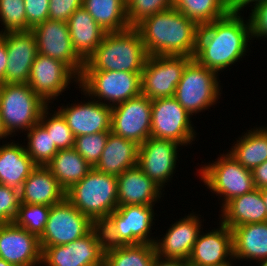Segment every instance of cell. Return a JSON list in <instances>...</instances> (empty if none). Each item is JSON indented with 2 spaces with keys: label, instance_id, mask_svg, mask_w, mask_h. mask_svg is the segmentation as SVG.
Listing matches in <instances>:
<instances>
[{
  "label": "cell",
  "instance_id": "6da1fadb",
  "mask_svg": "<svg viewBox=\"0 0 267 266\" xmlns=\"http://www.w3.org/2000/svg\"><path fill=\"white\" fill-rule=\"evenodd\" d=\"M241 14L229 11L225 16L199 27L193 57L199 64L220 74L245 58L252 35L249 19Z\"/></svg>",
  "mask_w": 267,
  "mask_h": 266
},
{
  "label": "cell",
  "instance_id": "7a4b0ae2",
  "mask_svg": "<svg viewBox=\"0 0 267 266\" xmlns=\"http://www.w3.org/2000/svg\"><path fill=\"white\" fill-rule=\"evenodd\" d=\"M134 28L149 56L195 55L199 26L174 7L145 18Z\"/></svg>",
  "mask_w": 267,
  "mask_h": 266
},
{
  "label": "cell",
  "instance_id": "3957f363",
  "mask_svg": "<svg viewBox=\"0 0 267 266\" xmlns=\"http://www.w3.org/2000/svg\"><path fill=\"white\" fill-rule=\"evenodd\" d=\"M148 53L140 33L130 27L106 33L102 43L85 61L83 71H125L141 73Z\"/></svg>",
  "mask_w": 267,
  "mask_h": 266
},
{
  "label": "cell",
  "instance_id": "277c9868",
  "mask_svg": "<svg viewBox=\"0 0 267 266\" xmlns=\"http://www.w3.org/2000/svg\"><path fill=\"white\" fill-rule=\"evenodd\" d=\"M65 198L94 224L101 225L118 207L117 176L92 168L65 191Z\"/></svg>",
  "mask_w": 267,
  "mask_h": 266
},
{
  "label": "cell",
  "instance_id": "5b68a950",
  "mask_svg": "<svg viewBox=\"0 0 267 266\" xmlns=\"http://www.w3.org/2000/svg\"><path fill=\"white\" fill-rule=\"evenodd\" d=\"M155 205L118 206L101 224L106 247L154 244ZM154 220V221H153Z\"/></svg>",
  "mask_w": 267,
  "mask_h": 266
},
{
  "label": "cell",
  "instance_id": "8992f818",
  "mask_svg": "<svg viewBox=\"0 0 267 266\" xmlns=\"http://www.w3.org/2000/svg\"><path fill=\"white\" fill-rule=\"evenodd\" d=\"M48 105L28 83L0 84V117L10 138L35 126Z\"/></svg>",
  "mask_w": 267,
  "mask_h": 266
},
{
  "label": "cell",
  "instance_id": "52a82bcc",
  "mask_svg": "<svg viewBox=\"0 0 267 266\" xmlns=\"http://www.w3.org/2000/svg\"><path fill=\"white\" fill-rule=\"evenodd\" d=\"M218 156L215 161L201 164L196 175L206 189L218 196L222 208L231 199L255 189V185L252 170L243 167L228 152Z\"/></svg>",
  "mask_w": 267,
  "mask_h": 266
},
{
  "label": "cell",
  "instance_id": "ba28073f",
  "mask_svg": "<svg viewBox=\"0 0 267 266\" xmlns=\"http://www.w3.org/2000/svg\"><path fill=\"white\" fill-rule=\"evenodd\" d=\"M220 74L192 58L183 70L174 98L191 117L217 105L222 94Z\"/></svg>",
  "mask_w": 267,
  "mask_h": 266
},
{
  "label": "cell",
  "instance_id": "9c48e42d",
  "mask_svg": "<svg viewBox=\"0 0 267 266\" xmlns=\"http://www.w3.org/2000/svg\"><path fill=\"white\" fill-rule=\"evenodd\" d=\"M79 87L89 97L112 107L141 94V73L82 71Z\"/></svg>",
  "mask_w": 267,
  "mask_h": 266
},
{
  "label": "cell",
  "instance_id": "30bf717a",
  "mask_svg": "<svg viewBox=\"0 0 267 266\" xmlns=\"http://www.w3.org/2000/svg\"><path fill=\"white\" fill-rule=\"evenodd\" d=\"M105 238L101 225L66 245L41 246L42 266H104Z\"/></svg>",
  "mask_w": 267,
  "mask_h": 266
},
{
  "label": "cell",
  "instance_id": "8fae6325",
  "mask_svg": "<svg viewBox=\"0 0 267 266\" xmlns=\"http://www.w3.org/2000/svg\"><path fill=\"white\" fill-rule=\"evenodd\" d=\"M191 120L190 114L174 97L152 100L151 137L192 147L199 133Z\"/></svg>",
  "mask_w": 267,
  "mask_h": 266
},
{
  "label": "cell",
  "instance_id": "7c38bea8",
  "mask_svg": "<svg viewBox=\"0 0 267 266\" xmlns=\"http://www.w3.org/2000/svg\"><path fill=\"white\" fill-rule=\"evenodd\" d=\"M189 56H148L141 72V93L151 100L174 97Z\"/></svg>",
  "mask_w": 267,
  "mask_h": 266
},
{
  "label": "cell",
  "instance_id": "4fadbf2b",
  "mask_svg": "<svg viewBox=\"0 0 267 266\" xmlns=\"http://www.w3.org/2000/svg\"><path fill=\"white\" fill-rule=\"evenodd\" d=\"M95 225L65 198L51 206L44 231L39 237L40 246L66 245L86 235Z\"/></svg>",
  "mask_w": 267,
  "mask_h": 266
},
{
  "label": "cell",
  "instance_id": "5bb4252c",
  "mask_svg": "<svg viewBox=\"0 0 267 266\" xmlns=\"http://www.w3.org/2000/svg\"><path fill=\"white\" fill-rule=\"evenodd\" d=\"M152 100L142 93L112 106L111 132L141 145L151 137Z\"/></svg>",
  "mask_w": 267,
  "mask_h": 266
},
{
  "label": "cell",
  "instance_id": "9a60e30c",
  "mask_svg": "<svg viewBox=\"0 0 267 266\" xmlns=\"http://www.w3.org/2000/svg\"><path fill=\"white\" fill-rule=\"evenodd\" d=\"M70 84L79 86V77L63 62L37 54L33 61L28 85L47 104L69 90Z\"/></svg>",
  "mask_w": 267,
  "mask_h": 266
},
{
  "label": "cell",
  "instance_id": "2e32d148",
  "mask_svg": "<svg viewBox=\"0 0 267 266\" xmlns=\"http://www.w3.org/2000/svg\"><path fill=\"white\" fill-rule=\"evenodd\" d=\"M181 149L182 145L175 141L149 137L139 145L137 165L164 191L177 170V161L180 163L178 157L181 156L178 155Z\"/></svg>",
  "mask_w": 267,
  "mask_h": 266
},
{
  "label": "cell",
  "instance_id": "e0dca14e",
  "mask_svg": "<svg viewBox=\"0 0 267 266\" xmlns=\"http://www.w3.org/2000/svg\"><path fill=\"white\" fill-rule=\"evenodd\" d=\"M38 53L65 63L78 77L85 61L73 48L68 24L61 20L46 19L31 29Z\"/></svg>",
  "mask_w": 267,
  "mask_h": 266
},
{
  "label": "cell",
  "instance_id": "ac0fdd59",
  "mask_svg": "<svg viewBox=\"0 0 267 266\" xmlns=\"http://www.w3.org/2000/svg\"><path fill=\"white\" fill-rule=\"evenodd\" d=\"M82 95L88 99L74 103L70 102L66 106L61 103L57 110L65 118L74 137L86 134H94L101 132H111V112L112 107L104 105L95 99L89 97L80 87ZM90 98V99H89Z\"/></svg>",
  "mask_w": 267,
  "mask_h": 266
},
{
  "label": "cell",
  "instance_id": "d6986e66",
  "mask_svg": "<svg viewBox=\"0 0 267 266\" xmlns=\"http://www.w3.org/2000/svg\"><path fill=\"white\" fill-rule=\"evenodd\" d=\"M202 215L193 210L182 219H177L162 236H156L154 243L156 254L163 258L181 259L188 261L194 243L202 229ZM179 220V221H178Z\"/></svg>",
  "mask_w": 267,
  "mask_h": 266
},
{
  "label": "cell",
  "instance_id": "ffe728a7",
  "mask_svg": "<svg viewBox=\"0 0 267 266\" xmlns=\"http://www.w3.org/2000/svg\"><path fill=\"white\" fill-rule=\"evenodd\" d=\"M0 258L16 266H41L39 238L13 222L0 224Z\"/></svg>",
  "mask_w": 267,
  "mask_h": 266
},
{
  "label": "cell",
  "instance_id": "44dd1931",
  "mask_svg": "<svg viewBox=\"0 0 267 266\" xmlns=\"http://www.w3.org/2000/svg\"><path fill=\"white\" fill-rule=\"evenodd\" d=\"M218 228L199 233L191 255L189 266L236 264L233 259L232 230L220 220ZM234 262V263H233Z\"/></svg>",
  "mask_w": 267,
  "mask_h": 266
},
{
  "label": "cell",
  "instance_id": "7402d4cb",
  "mask_svg": "<svg viewBox=\"0 0 267 266\" xmlns=\"http://www.w3.org/2000/svg\"><path fill=\"white\" fill-rule=\"evenodd\" d=\"M7 49L8 63L4 83H28L31 67L38 54L36 39L31 31L0 34Z\"/></svg>",
  "mask_w": 267,
  "mask_h": 266
},
{
  "label": "cell",
  "instance_id": "603a6c76",
  "mask_svg": "<svg viewBox=\"0 0 267 266\" xmlns=\"http://www.w3.org/2000/svg\"><path fill=\"white\" fill-rule=\"evenodd\" d=\"M163 192L138 165L117 176L118 206L155 205L164 197Z\"/></svg>",
  "mask_w": 267,
  "mask_h": 266
},
{
  "label": "cell",
  "instance_id": "cb8c5ba5",
  "mask_svg": "<svg viewBox=\"0 0 267 266\" xmlns=\"http://www.w3.org/2000/svg\"><path fill=\"white\" fill-rule=\"evenodd\" d=\"M19 191L21 204L52 206L65 199V190L46 166L37 165Z\"/></svg>",
  "mask_w": 267,
  "mask_h": 266
},
{
  "label": "cell",
  "instance_id": "d4e9b609",
  "mask_svg": "<svg viewBox=\"0 0 267 266\" xmlns=\"http://www.w3.org/2000/svg\"><path fill=\"white\" fill-rule=\"evenodd\" d=\"M219 212L218 219L230 229L249 223L267 222V208L258 188L231 199Z\"/></svg>",
  "mask_w": 267,
  "mask_h": 266
},
{
  "label": "cell",
  "instance_id": "484cf974",
  "mask_svg": "<svg viewBox=\"0 0 267 266\" xmlns=\"http://www.w3.org/2000/svg\"><path fill=\"white\" fill-rule=\"evenodd\" d=\"M0 143V184L20 190L23 182L37 166L25 151L24 143Z\"/></svg>",
  "mask_w": 267,
  "mask_h": 266
},
{
  "label": "cell",
  "instance_id": "4316f807",
  "mask_svg": "<svg viewBox=\"0 0 267 266\" xmlns=\"http://www.w3.org/2000/svg\"><path fill=\"white\" fill-rule=\"evenodd\" d=\"M231 230L233 259L236 263L244 260L256 264L267 259V222L249 223Z\"/></svg>",
  "mask_w": 267,
  "mask_h": 266
},
{
  "label": "cell",
  "instance_id": "83f0119b",
  "mask_svg": "<svg viewBox=\"0 0 267 266\" xmlns=\"http://www.w3.org/2000/svg\"><path fill=\"white\" fill-rule=\"evenodd\" d=\"M139 145L121 136L109 133L96 170L119 176L128 168L137 165Z\"/></svg>",
  "mask_w": 267,
  "mask_h": 266
},
{
  "label": "cell",
  "instance_id": "f1b7e54d",
  "mask_svg": "<svg viewBox=\"0 0 267 266\" xmlns=\"http://www.w3.org/2000/svg\"><path fill=\"white\" fill-rule=\"evenodd\" d=\"M67 24L73 48L86 61L102 43L107 32L98 25L83 7L78 8L69 17Z\"/></svg>",
  "mask_w": 267,
  "mask_h": 266
},
{
  "label": "cell",
  "instance_id": "f546056e",
  "mask_svg": "<svg viewBox=\"0 0 267 266\" xmlns=\"http://www.w3.org/2000/svg\"><path fill=\"white\" fill-rule=\"evenodd\" d=\"M232 145L227 152L243 167L253 170L267 161V124L242 132Z\"/></svg>",
  "mask_w": 267,
  "mask_h": 266
},
{
  "label": "cell",
  "instance_id": "4dcf8cb0",
  "mask_svg": "<svg viewBox=\"0 0 267 266\" xmlns=\"http://www.w3.org/2000/svg\"><path fill=\"white\" fill-rule=\"evenodd\" d=\"M46 167L65 191L81 181L92 169L74 148L59 150Z\"/></svg>",
  "mask_w": 267,
  "mask_h": 266
},
{
  "label": "cell",
  "instance_id": "1f68e13d",
  "mask_svg": "<svg viewBox=\"0 0 267 266\" xmlns=\"http://www.w3.org/2000/svg\"><path fill=\"white\" fill-rule=\"evenodd\" d=\"M82 7L107 33L130 28L126 15V0H83Z\"/></svg>",
  "mask_w": 267,
  "mask_h": 266
},
{
  "label": "cell",
  "instance_id": "d6a6232c",
  "mask_svg": "<svg viewBox=\"0 0 267 266\" xmlns=\"http://www.w3.org/2000/svg\"><path fill=\"white\" fill-rule=\"evenodd\" d=\"M155 255L154 244L140 243L106 247L104 266H152Z\"/></svg>",
  "mask_w": 267,
  "mask_h": 266
},
{
  "label": "cell",
  "instance_id": "836d02e7",
  "mask_svg": "<svg viewBox=\"0 0 267 266\" xmlns=\"http://www.w3.org/2000/svg\"><path fill=\"white\" fill-rule=\"evenodd\" d=\"M173 7L199 27L225 16L230 11L228 0H174Z\"/></svg>",
  "mask_w": 267,
  "mask_h": 266
},
{
  "label": "cell",
  "instance_id": "e575fe53",
  "mask_svg": "<svg viewBox=\"0 0 267 266\" xmlns=\"http://www.w3.org/2000/svg\"><path fill=\"white\" fill-rule=\"evenodd\" d=\"M25 151L36 165L46 166L59 151L47 130L38 122L26 133Z\"/></svg>",
  "mask_w": 267,
  "mask_h": 266
},
{
  "label": "cell",
  "instance_id": "d590c367",
  "mask_svg": "<svg viewBox=\"0 0 267 266\" xmlns=\"http://www.w3.org/2000/svg\"><path fill=\"white\" fill-rule=\"evenodd\" d=\"M52 108L48 105L42 111L39 123L47 130L58 150L74 148L75 137L65 118L57 109Z\"/></svg>",
  "mask_w": 267,
  "mask_h": 266
},
{
  "label": "cell",
  "instance_id": "8d00e7d4",
  "mask_svg": "<svg viewBox=\"0 0 267 266\" xmlns=\"http://www.w3.org/2000/svg\"><path fill=\"white\" fill-rule=\"evenodd\" d=\"M50 209L51 206L46 205L20 204L13 223L39 238L44 231Z\"/></svg>",
  "mask_w": 267,
  "mask_h": 266
},
{
  "label": "cell",
  "instance_id": "74e56055",
  "mask_svg": "<svg viewBox=\"0 0 267 266\" xmlns=\"http://www.w3.org/2000/svg\"><path fill=\"white\" fill-rule=\"evenodd\" d=\"M0 23L5 32L31 31L27 24L24 0H0Z\"/></svg>",
  "mask_w": 267,
  "mask_h": 266
},
{
  "label": "cell",
  "instance_id": "f35d334b",
  "mask_svg": "<svg viewBox=\"0 0 267 266\" xmlns=\"http://www.w3.org/2000/svg\"><path fill=\"white\" fill-rule=\"evenodd\" d=\"M172 7V0H126L127 20L130 27H135L145 18Z\"/></svg>",
  "mask_w": 267,
  "mask_h": 266
},
{
  "label": "cell",
  "instance_id": "ab89813d",
  "mask_svg": "<svg viewBox=\"0 0 267 266\" xmlns=\"http://www.w3.org/2000/svg\"><path fill=\"white\" fill-rule=\"evenodd\" d=\"M110 132L86 134L75 137L74 149L92 168L99 162Z\"/></svg>",
  "mask_w": 267,
  "mask_h": 266
},
{
  "label": "cell",
  "instance_id": "60d3db41",
  "mask_svg": "<svg viewBox=\"0 0 267 266\" xmlns=\"http://www.w3.org/2000/svg\"><path fill=\"white\" fill-rule=\"evenodd\" d=\"M20 204V191L0 184V224L12 223Z\"/></svg>",
  "mask_w": 267,
  "mask_h": 266
},
{
  "label": "cell",
  "instance_id": "b9f144b4",
  "mask_svg": "<svg viewBox=\"0 0 267 266\" xmlns=\"http://www.w3.org/2000/svg\"><path fill=\"white\" fill-rule=\"evenodd\" d=\"M251 26L252 41L267 40V1L253 7L248 16Z\"/></svg>",
  "mask_w": 267,
  "mask_h": 266
},
{
  "label": "cell",
  "instance_id": "7bdbcfd3",
  "mask_svg": "<svg viewBox=\"0 0 267 266\" xmlns=\"http://www.w3.org/2000/svg\"><path fill=\"white\" fill-rule=\"evenodd\" d=\"M27 24L32 29L49 19L50 0H24Z\"/></svg>",
  "mask_w": 267,
  "mask_h": 266
},
{
  "label": "cell",
  "instance_id": "ee69618b",
  "mask_svg": "<svg viewBox=\"0 0 267 266\" xmlns=\"http://www.w3.org/2000/svg\"><path fill=\"white\" fill-rule=\"evenodd\" d=\"M82 6L83 0H50L49 19L67 22L69 17Z\"/></svg>",
  "mask_w": 267,
  "mask_h": 266
},
{
  "label": "cell",
  "instance_id": "f6af8a7d",
  "mask_svg": "<svg viewBox=\"0 0 267 266\" xmlns=\"http://www.w3.org/2000/svg\"><path fill=\"white\" fill-rule=\"evenodd\" d=\"M255 188L267 187V161L252 170Z\"/></svg>",
  "mask_w": 267,
  "mask_h": 266
},
{
  "label": "cell",
  "instance_id": "bcb514c9",
  "mask_svg": "<svg viewBox=\"0 0 267 266\" xmlns=\"http://www.w3.org/2000/svg\"><path fill=\"white\" fill-rule=\"evenodd\" d=\"M267 0H228L230 11L237 12V13H244V9L246 10L247 7H255L256 5L263 3Z\"/></svg>",
  "mask_w": 267,
  "mask_h": 266
},
{
  "label": "cell",
  "instance_id": "7dc6e473",
  "mask_svg": "<svg viewBox=\"0 0 267 266\" xmlns=\"http://www.w3.org/2000/svg\"><path fill=\"white\" fill-rule=\"evenodd\" d=\"M8 63L7 49L4 38L0 35V84L5 82V71Z\"/></svg>",
  "mask_w": 267,
  "mask_h": 266
},
{
  "label": "cell",
  "instance_id": "c3c4849f",
  "mask_svg": "<svg viewBox=\"0 0 267 266\" xmlns=\"http://www.w3.org/2000/svg\"><path fill=\"white\" fill-rule=\"evenodd\" d=\"M152 266H189L188 262L181 259L163 258L155 255Z\"/></svg>",
  "mask_w": 267,
  "mask_h": 266
},
{
  "label": "cell",
  "instance_id": "681fc988",
  "mask_svg": "<svg viewBox=\"0 0 267 266\" xmlns=\"http://www.w3.org/2000/svg\"><path fill=\"white\" fill-rule=\"evenodd\" d=\"M7 138L11 139L7 135L6 131L4 130L2 122H1V117H0V142H1L2 139H3L2 142H6L7 140H4V139H7Z\"/></svg>",
  "mask_w": 267,
  "mask_h": 266
},
{
  "label": "cell",
  "instance_id": "f907efd6",
  "mask_svg": "<svg viewBox=\"0 0 267 266\" xmlns=\"http://www.w3.org/2000/svg\"><path fill=\"white\" fill-rule=\"evenodd\" d=\"M260 192H261L262 198L264 200L265 206L267 208V187L261 188Z\"/></svg>",
  "mask_w": 267,
  "mask_h": 266
},
{
  "label": "cell",
  "instance_id": "816d5d0a",
  "mask_svg": "<svg viewBox=\"0 0 267 266\" xmlns=\"http://www.w3.org/2000/svg\"><path fill=\"white\" fill-rule=\"evenodd\" d=\"M0 266H16V265L8 263L7 261L0 258Z\"/></svg>",
  "mask_w": 267,
  "mask_h": 266
},
{
  "label": "cell",
  "instance_id": "f5cc1de1",
  "mask_svg": "<svg viewBox=\"0 0 267 266\" xmlns=\"http://www.w3.org/2000/svg\"><path fill=\"white\" fill-rule=\"evenodd\" d=\"M257 266H267V259L257 262Z\"/></svg>",
  "mask_w": 267,
  "mask_h": 266
},
{
  "label": "cell",
  "instance_id": "db71d44e",
  "mask_svg": "<svg viewBox=\"0 0 267 266\" xmlns=\"http://www.w3.org/2000/svg\"><path fill=\"white\" fill-rule=\"evenodd\" d=\"M204 266H236L235 264H218V265H204Z\"/></svg>",
  "mask_w": 267,
  "mask_h": 266
}]
</instances>
